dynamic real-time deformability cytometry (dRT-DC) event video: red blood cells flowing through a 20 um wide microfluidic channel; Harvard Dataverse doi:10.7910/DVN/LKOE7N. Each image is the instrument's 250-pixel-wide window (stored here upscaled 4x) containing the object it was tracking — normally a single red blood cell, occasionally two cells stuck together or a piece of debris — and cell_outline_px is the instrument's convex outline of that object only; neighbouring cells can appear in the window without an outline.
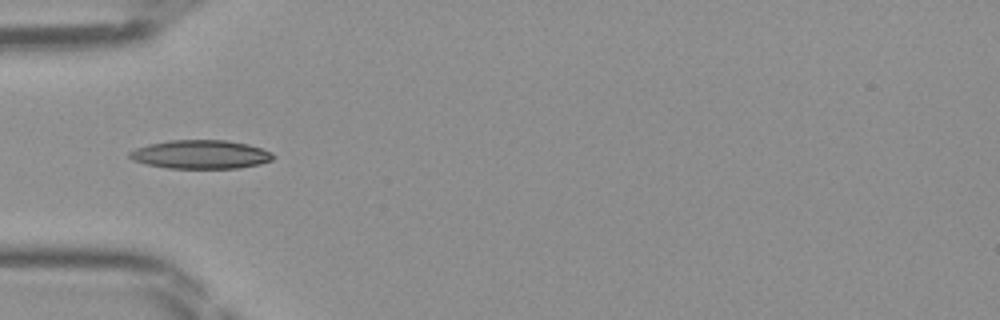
{"species": "Egyptian fruit bat (a non-hibernating species)", "species_latin": "Rousettus aegyptiacus", "temperature_condition": "room temperature", "stored_images_in_passage": 13, "camera_frame_rate_fps": 3000, "um_per_image_px": 0.085, "frame": {"image": 1, "passage_image": 3, "time_ms": 0.667, "image_size_px": [1000, 320], "cell_outline_px": [[276, 156], [272, 160], [260, 164], [240, 168], [168, 168], [144, 164], [132, 160], [128, 156], [128, 152], [136, 148], [148, 144], [168, 140], [228, 140], [248, 144], [272, 152]], "centroid_in_image_um": [17.05, 13.12], "position_along_channel_um": 68.0, "area_um2": 24.22}}
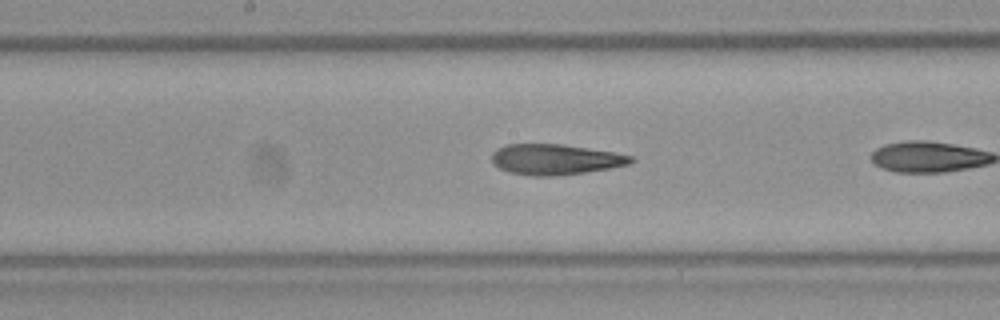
{"frame": {"image": 2, "passage_image": 10, "time_ms": 3.0, "image_size_px": [1000, 320], "cell_outline_px": [[636, 160], [632, 164], [612, 168], [584, 172], [552, 176], [532, 176], [508, 172], [492, 164], [492, 152], [496, 148], [508, 144], [564, 144], [616, 152], [632, 156]], "centroid_in_image_um": [47.23, 13.54], "position_along_channel_um": 201.0, "area_um2": 25.09}}